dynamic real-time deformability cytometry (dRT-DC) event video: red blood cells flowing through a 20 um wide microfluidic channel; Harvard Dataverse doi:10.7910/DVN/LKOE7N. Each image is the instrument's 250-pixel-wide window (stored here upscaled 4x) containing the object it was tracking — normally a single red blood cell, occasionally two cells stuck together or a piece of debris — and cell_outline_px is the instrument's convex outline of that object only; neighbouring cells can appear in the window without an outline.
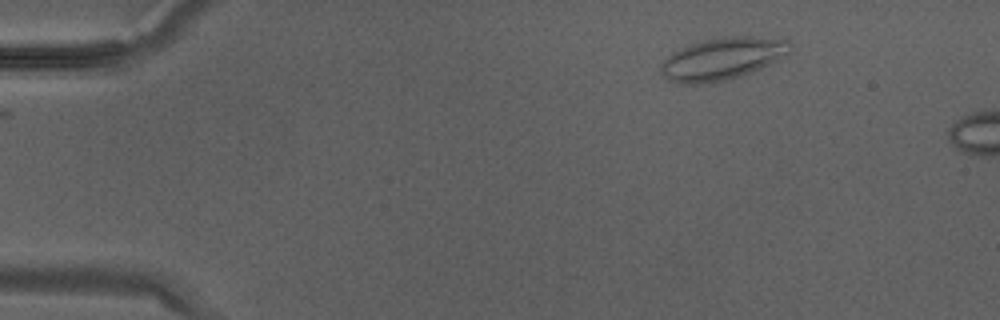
{"species": "Egyptian fruit bat (a non-hibernating species)", "species_latin": "Rousettus aegyptiacus", "temperature_condition": "warm", "stored_images_in_passage": 4, "camera_frame_rate_fps": 3000, "um_per_image_px": 0.085, "animal": {"sex": "male"}, "frame": {"image": 1, "passage_image": 1, "time_ms": 0.0, "image_size_px": [1000, 320], "cell_outline_px": [[792, 44], [776, 60], [760, 68], [724, 80], [696, 84], [684, 84], [668, 80], [664, 76], [660, 68], [660, 64], [672, 52], [688, 44], [704, 40], [724, 36], [752, 36], [788, 40]], "centroid_in_image_um": [61.31, 4.97], "position_along_channel_um": 23.7, "area_um2": 31.04}}